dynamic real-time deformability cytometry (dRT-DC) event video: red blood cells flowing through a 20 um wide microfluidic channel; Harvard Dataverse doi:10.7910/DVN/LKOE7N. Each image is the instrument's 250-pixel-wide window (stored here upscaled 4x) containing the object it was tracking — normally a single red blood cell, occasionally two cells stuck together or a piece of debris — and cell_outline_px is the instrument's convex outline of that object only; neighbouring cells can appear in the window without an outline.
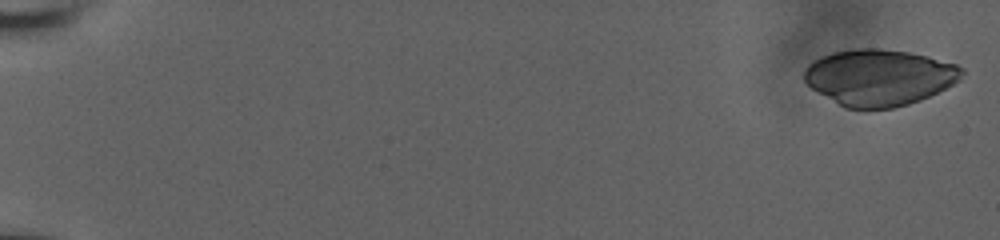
{"species": "human", "species_latin": "Homo sapiens", "temperature_condition": "room temperature", "stored_images_in_passage": 57, "camera_frame_rate_fps": 3000, "um_per_image_px": 0.085, "donor": {"sex": "male"}, "frame": {"image": 1, "passage_image": 2, "time_ms": 0.333, "image_size_px": [1000, 240], "cell_outline_px": [[964, 72], [960, 80], [920, 100], [908, 104], [892, 108], [844, 108], [812, 88], [804, 80], [804, 68], [808, 64], [832, 52], [852, 48], [880, 48], [908, 52], [928, 56], [956, 64], [964, 68]], "centroid_in_image_um": [74.73, 6.56], "position_along_channel_um": 10.3, "area_um2": 51.5}}